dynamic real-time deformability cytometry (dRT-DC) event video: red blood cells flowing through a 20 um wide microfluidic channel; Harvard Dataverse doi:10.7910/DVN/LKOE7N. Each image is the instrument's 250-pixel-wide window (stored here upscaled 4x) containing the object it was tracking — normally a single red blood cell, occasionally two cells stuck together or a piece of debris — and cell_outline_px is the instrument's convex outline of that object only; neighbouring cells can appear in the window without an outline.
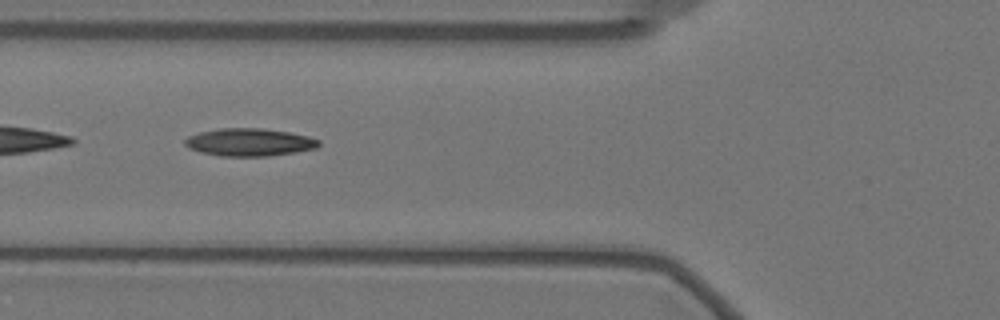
{"species": "Egyptian fruit bat (a non-hibernating species)", "species_latin": "Rousettus aegyptiacus", "temperature_condition": "warm", "stored_images_in_passage": 42, "camera_frame_rate_fps": 3000, "um_per_image_px": 0.085, "animal": {"sex": "female"}, "frame": {"image": 1, "passage_image": 5, "time_ms": 1.333, "image_size_px": [1000, 320], "cell_outline_px": [[320, 144], [316, 148], [268, 156], [220, 156], [200, 152], [188, 148], [184, 144], [184, 140], [188, 136], [200, 132], [220, 128], [260, 128], [288, 132], [308, 136], [320, 140]], "centroid_in_image_um": [21.16, 12.09], "position_along_channel_um": 104.6, "area_um2": 21.5}}
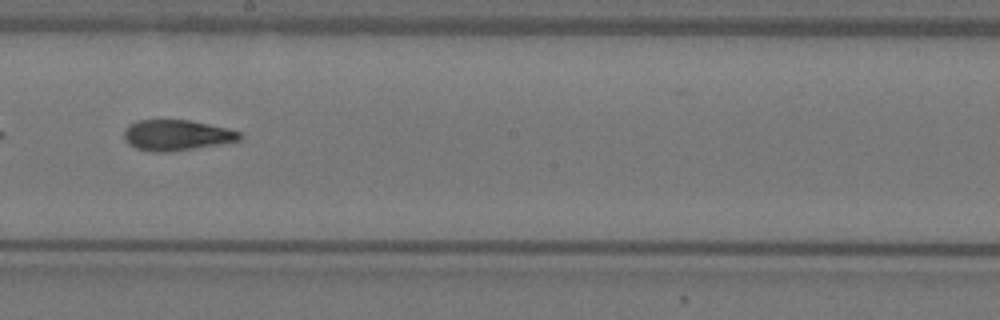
{"frame": {"image": 2, "passage_image": 16, "time_ms": 5.0, "image_size_px": [1000, 320], "cell_outline_px": [[244, 136], [240, 140], [168, 152], [152, 152], [136, 148], [128, 144], [124, 140], [124, 128], [128, 124], [140, 120], [188, 120], [228, 128], [240, 132]], "centroid_in_image_um": [14.97, 11.48], "position_along_channel_um": 233.2, "area_um2": 20.58}}
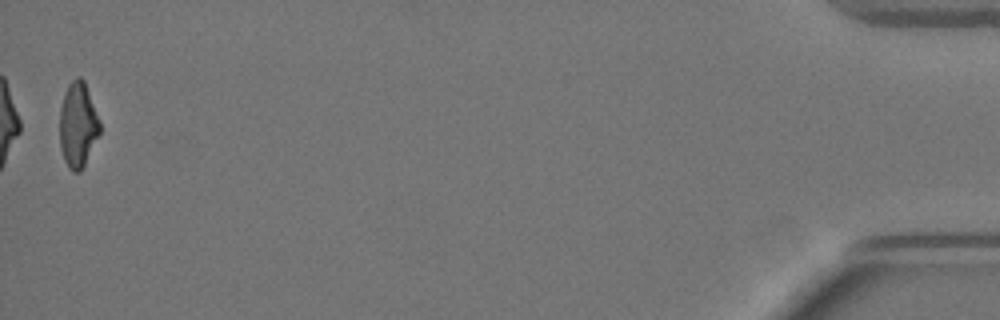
{"frame": {"image": 3, "passage_image": 41, "time_ms": 13.333, "image_size_px": [1000, 320], "cell_outline_px": [[100, 132], [80, 172], [72, 172], [68, 168], [64, 160], [60, 148], [60, 108], [68, 84], [76, 76], [80, 76], [84, 80], [100, 120]], "centroid_in_image_um": [6.61, 10.6], "position_along_channel_um": 428.6, "area_um2": 19.83}, "authors_computed_cell_mechanics": {"area_um2": 20.6057, "velocity_mm_per_s": 3.4876, "shape_relaxation_time_tau1_ms": 8.7218, "shape_relaxation_time_tau2_ms": 2.6251, "deformation_change_tau1": 0.2618, "deformation_change_tau2": 0.1082}}